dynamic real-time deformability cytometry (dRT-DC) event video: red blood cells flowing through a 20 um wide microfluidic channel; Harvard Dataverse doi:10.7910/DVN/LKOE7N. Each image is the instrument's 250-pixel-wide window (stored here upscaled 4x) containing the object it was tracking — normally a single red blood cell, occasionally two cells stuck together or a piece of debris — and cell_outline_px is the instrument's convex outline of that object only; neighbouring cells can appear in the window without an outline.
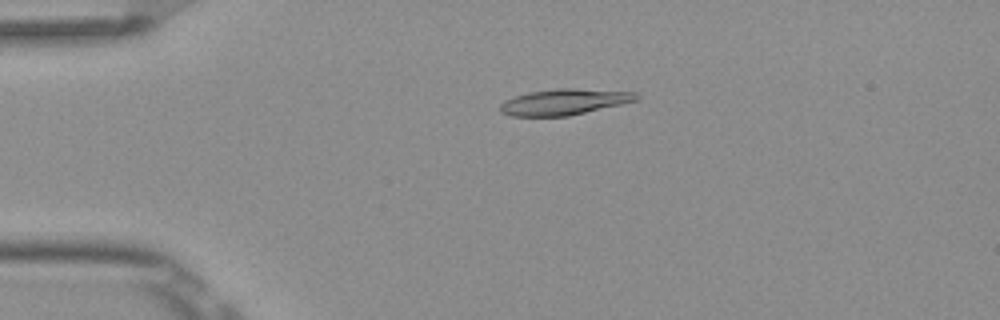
{"species": "Egyptian fruit bat (a non-hibernating species)", "species_latin": "Rousettus aegyptiacus", "temperature_condition": "room temperature", "stored_images_in_passage": 5, "camera_frame_rate_fps": 3000, "um_per_image_px": 0.085, "frame": {"image": 1, "passage_image": 4, "time_ms": 1.0, "image_size_px": [1000, 320], "cell_outline_px": [[640, 96], [636, 100], [620, 104], [568, 116], [512, 116], [500, 112], [500, 104], [504, 100], [528, 92], [556, 88], [576, 88], [636, 92]], "centroid_in_image_um": [47.93, 8.65], "position_along_channel_um": 37.1, "area_um2": 20.52}}